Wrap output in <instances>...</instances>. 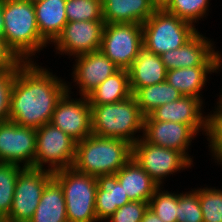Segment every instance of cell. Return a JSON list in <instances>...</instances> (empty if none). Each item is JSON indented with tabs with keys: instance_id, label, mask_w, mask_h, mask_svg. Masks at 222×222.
Segmentation results:
<instances>
[{
	"instance_id": "cell-1",
	"label": "cell",
	"mask_w": 222,
	"mask_h": 222,
	"mask_svg": "<svg viewBox=\"0 0 222 222\" xmlns=\"http://www.w3.org/2000/svg\"><path fill=\"white\" fill-rule=\"evenodd\" d=\"M67 91V80L36 61L22 62L11 89L9 121L35 129L50 123L58 101Z\"/></svg>"
},
{
	"instance_id": "cell-2",
	"label": "cell",
	"mask_w": 222,
	"mask_h": 222,
	"mask_svg": "<svg viewBox=\"0 0 222 222\" xmlns=\"http://www.w3.org/2000/svg\"><path fill=\"white\" fill-rule=\"evenodd\" d=\"M2 14L5 42L21 61H35L36 53L50 46L39 33L33 3L28 0H2Z\"/></svg>"
},
{
	"instance_id": "cell-3",
	"label": "cell",
	"mask_w": 222,
	"mask_h": 222,
	"mask_svg": "<svg viewBox=\"0 0 222 222\" xmlns=\"http://www.w3.org/2000/svg\"><path fill=\"white\" fill-rule=\"evenodd\" d=\"M132 158V144L109 137L90 134L76 142L73 167L82 173L98 177L114 175Z\"/></svg>"
},
{
	"instance_id": "cell-4",
	"label": "cell",
	"mask_w": 222,
	"mask_h": 222,
	"mask_svg": "<svg viewBox=\"0 0 222 222\" xmlns=\"http://www.w3.org/2000/svg\"><path fill=\"white\" fill-rule=\"evenodd\" d=\"M90 106L92 134L123 139L132 145L142 137L144 115L133 94L125 100L112 104H90Z\"/></svg>"
},
{
	"instance_id": "cell-5",
	"label": "cell",
	"mask_w": 222,
	"mask_h": 222,
	"mask_svg": "<svg viewBox=\"0 0 222 222\" xmlns=\"http://www.w3.org/2000/svg\"><path fill=\"white\" fill-rule=\"evenodd\" d=\"M62 186L68 222H98L95 211L96 177L77 171L74 167L53 172Z\"/></svg>"
},
{
	"instance_id": "cell-6",
	"label": "cell",
	"mask_w": 222,
	"mask_h": 222,
	"mask_svg": "<svg viewBox=\"0 0 222 222\" xmlns=\"http://www.w3.org/2000/svg\"><path fill=\"white\" fill-rule=\"evenodd\" d=\"M143 47L156 55L174 50L190 40L198 29L176 15L158 8L143 24Z\"/></svg>"
},
{
	"instance_id": "cell-7",
	"label": "cell",
	"mask_w": 222,
	"mask_h": 222,
	"mask_svg": "<svg viewBox=\"0 0 222 222\" xmlns=\"http://www.w3.org/2000/svg\"><path fill=\"white\" fill-rule=\"evenodd\" d=\"M75 156L76 141L62 130L51 123L36 129L34 169H46L54 172L73 167Z\"/></svg>"
},
{
	"instance_id": "cell-8",
	"label": "cell",
	"mask_w": 222,
	"mask_h": 222,
	"mask_svg": "<svg viewBox=\"0 0 222 222\" xmlns=\"http://www.w3.org/2000/svg\"><path fill=\"white\" fill-rule=\"evenodd\" d=\"M132 158L159 187L164 186L166 178L194 166L184 153L152 145L142 137L132 145Z\"/></svg>"
},
{
	"instance_id": "cell-9",
	"label": "cell",
	"mask_w": 222,
	"mask_h": 222,
	"mask_svg": "<svg viewBox=\"0 0 222 222\" xmlns=\"http://www.w3.org/2000/svg\"><path fill=\"white\" fill-rule=\"evenodd\" d=\"M142 48V24L105 23L100 50L119 69L128 70Z\"/></svg>"
},
{
	"instance_id": "cell-10",
	"label": "cell",
	"mask_w": 222,
	"mask_h": 222,
	"mask_svg": "<svg viewBox=\"0 0 222 222\" xmlns=\"http://www.w3.org/2000/svg\"><path fill=\"white\" fill-rule=\"evenodd\" d=\"M53 172L46 169L24 168L17 176L12 208L5 222H29L40 202Z\"/></svg>"
},
{
	"instance_id": "cell-11",
	"label": "cell",
	"mask_w": 222,
	"mask_h": 222,
	"mask_svg": "<svg viewBox=\"0 0 222 222\" xmlns=\"http://www.w3.org/2000/svg\"><path fill=\"white\" fill-rule=\"evenodd\" d=\"M104 20L67 22L52 43L55 53L74 58L101 48Z\"/></svg>"
},
{
	"instance_id": "cell-12",
	"label": "cell",
	"mask_w": 222,
	"mask_h": 222,
	"mask_svg": "<svg viewBox=\"0 0 222 222\" xmlns=\"http://www.w3.org/2000/svg\"><path fill=\"white\" fill-rule=\"evenodd\" d=\"M72 93L68 89L58 101L50 123L79 142L92 134L91 106L87 97L74 99Z\"/></svg>"
},
{
	"instance_id": "cell-13",
	"label": "cell",
	"mask_w": 222,
	"mask_h": 222,
	"mask_svg": "<svg viewBox=\"0 0 222 222\" xmlns=\"http://www.w3.org/2000/svg\"><path fill=\"white\" fill-rule=\"evenodd\" d=\"M35 153V128L20 126L12 121L0 122V163L33 168Z\"/></svg>"
},
{
	"instance_id": "cell-14",
	"label": "cell",
	"mask_w": 222,
	"mask_h": 222,
	"mask_svg": "<svg viewBox=\"0 0 222 222\" xmlns=\"http://www.w3.org/2000/svg\"><path fill=\"white\" fill-rule=\"evenodd\" d=\"M215 48V42L198 31L183 46L160 56L167 71L195 66H220L222 53Z\"/></svg>"
},
{
	"instance_id": "cell-15",
	"label": "cell",
	"mask_w": 222,
	"mask_h": 222,
	"mask_svg": "<svg viewBox=\"0 0 222 222\" xmlns=\"http://www.w3.org/2000/svg\"><path fill=\"white\" fill-rule=\"evenodd\" d=\"M73 59L75 60L71 69L73 81H67V85L71 90L73 86L79 88L77 90L79 92H76L79 96L87 97L99 84L119 70L101 50L79 55Z\"/></svg>"
},
{
	"instance_id": "cell-16",
	"label": "cell",
	"mask_w": 222,
	"mask_h": 222,
	"mask_svg": "<svg viewBox=\"0 0 222 222\" xmlns=\"http://www.w3.org/2000/svg\"><path fill=\"white\" fill-rule=\"evenodd\" d=\"M199 135L190 125L177 122L155 121L150 115L144 116L142 138L155 146L174 149L184 153L192 162V140ZM189 150V152H188Z\"/></svg>"
},
{
	"instance_id": "cell-17",
	"label": "cell",
	"mask_w": 222,
	"mask_h": 222,
	"mask_svg": "<svg viewBox=\"0 0 222 222\" xmlns=\"http://www.w3.org/2000/svg\"><path fill=\"white\" fill-rule=\"evenodd\" d=\"M204 102L193 96H182L171 103L157 107L149 115L155 121L177 122L190 125L197 133L206 136L208 115L204 112Z\"/></svg>"
},
{
	"instance_id": "cell-18",
	"label": "cell",
	"mask_w": 222,
	"mask_h": 222,
	"mask_svg": "<svg viewBox=\"0 0 222 222\" xmlns=\"http://www.w3.org/2000/svg\"><path fill=\"white\" fill-rule=\"evenodd\" d=\"M157 9L152 0H102L105 23L143 24Z\"/></svg>"
},
{
	"instance_id": "cell-19",
	"label": "cell",
	"mask_w": 222,
	"mask_h": 222,
	"mask_svg": "<svg viewBox=\"0 0 222 222\" xmlns=\"http://www.w3.org/2000/svg\"><path fill=\"white\" fill-rule=\"evenodd\" d=\"M128 73L130 90L134 94L139 88L166 81L167 69L160 55L143 47L128 69Z\"/></svg>"
},
{
	"instance_id": "cell-20",
	"label": "cell",
	"mask_w": 222,
	"mask_h": 222,
	"mask_svg": "<svg viewBox=\"0 0 222 222\" xmlns=\"http://www.w3.org/2000/svg\"><path fill=\"white\" fill-rule=\"evenodd\" d=\"M222 70V58L220 66H195L191 68L171 69L166 73V81L184 96H193L203 100L208 75L220 73Z\"/></svg>"
},
{
	"instance_id": "cell-21",
	"label": "cell",
	"mask_w": 222,
	"mask_h": 222,
	"mask_svg": "<svg viewBox=\"0 0 222 222\" xmlns=\"http://www.w3.org/2000/svg\"><path fill=\"white\" fill-rule=\"evenodd\" d=\"M115 175L130 201L149 202L159 187L133 158Z\"/></svg>"
},
{
	"instance_id": "cell-22",
	"label": "cell",
	"mask_w": 222,
	"mask_h": 222,
	"mask_svg": "<svg viewBox=\"0 0 222 222\" xmlns=\"http://www.w3.org/2000/svg\"><path fill=\"white\" fill-rule=\"evenodd\" d=\"M33 4L39 33L51 45L68 22L66 0H39Z\"/></svg>"
},
{
	"instance_id": "cell-23",
	"label": "cell",
	"mask_w": 222,
	"mask_h": 222,
	"mask_svg": "<svg viewBox=\"0 0 222 222\" xmlns=\"http://www.w3.org/2000/svg\"><path fill=\"white\" fill-rule=\"evenodd\" d=\"M95 211L98 222H105L118 208L130 202L116 175L96 177Z\"/></svg>"
},
{
	"instance_id": "cell-24",
	"label": "cell",
	"mask_w": 222,
	"mask_h": 222,
	"mask_svg": "<svg viewBox=\"0 0 222 222\" xmlns=\"http://www.w3.org/2000/svg\"><path fill=\"white\" fill-rule=\"evenodd\" d=\"M29 222H68L64 192L54 177L46 184Z\"/></svg>"
},
{
	"instance_id": "cell-25",
	"label": "cell",
	"mask_w": 222,
	"mask_h": 222,
	"mask_svg": "<svg viewBox=\"0 0 222 222\" xmlns=\"http://www.w3.org/2000/svg\"><path fill=\"white\" fill-rule=\"evenodd\" d=\"M131 95L128 70L119 69L99 84L87 98L90 104H112Z\"/></svg>"
},
{
	"instance_id": "cell-26",
	"label": "cell",
	"mask_w": 222,
	"mask_h": 222,
	"mask_svg": "<svg viewBox=\"0 0 222 222\" xmlns=\"http://www.w3.org/2000/svg\"><path fill=\"white\" fill-rule=\"evenodd\" d=\"M133 96L144 116L149 115L157 107L180 99L183 94L167 81L139 88Z\"/></svg>"
},
{
	"instance_id": "cell-27",
	"label": "cell",
	"mask_w": 222,
	"mask_h": 222,
	"mask_svg": "<svg viewBox=\"0 0 222 222\" xmlns=\"http://www.w3.org/2000/svg\"><path fill=\"white\" fill-rule=\"evenodd\" d=\"M211 0H168L162 7L166 12L196 27L199 20L209 14ZM196 23V24H195Z\"/></svg>"
},
{
	"instance_id": "cell-28",
	"label": "cell",
	"mask_w": 222,
	"mask_h": 222,
	"mask_svg": "<svg viewBox=\"0 0 222 222\" xmlns=\"http://www.w3.org/2000/svg\"><path fill=\"white\" fill-rule=\"evenodd\" d=\"M24 169L13 163H0V221H4L12 208L17 176Z\"/></svg>"
},
{
	"instance_id": "cell-29",
	"label": "cell",
	"mask_w": 222,
	"mask_h": 222,
	"mask_svg": "<svg viewBox=\"0 0 222 222\" xmlns=\"http://www.w3.org/2000/svg\"><path fill=\"white\" fill-rule=\"evenodd\" d=\"M218 101V102H217ZM215 108L208 112L206 137L210 156L222 166V102L217 99Z\"/></svg>"
},
{
	"instance_id": "cell-30",
	"label": "cell",
	"mask_w": 222,
	"mask_h": 222,
	"mask_svg": "<svg viewBox=\"0 0 222 222\" xmlns=\"http://www.w3.org/2000/svg\"><path fill=\"white\" fill-rule=\"evenodd\" d=\"M163 189V186L156 189L150 198L149 208L163 222H177L178 192Z\"/></svg>"
},
{
	"instance_id": "cell-31",
	"label": "cell",
	"mask_w": 222,
	"mask_h": 222,
	"mask_svg": "<svg viewBox=\"0 0 222 222\" xmlns=\"http://www.w3.org/2000/svg\"><path fill=\"white\" fill-rule=\"evenodd\" d=\"M68 22L103 20L102 0H66Z\"/></svg>"
},
{
	"instance_id": "cell-32",
	"label": "cell",
	"mask_w": 222,
	"mask_h": 222,
	"mask_svg": "<svg viewBox=\"0 0 222 222\" xmlns=\"http://www.w3.org/2000/svg\"><path fill=\"white\" fill-rule=\"evenodd\" d=\"M200 187L199 203L203 222H222V189L211 186Z\"/></svg>"
},
{
	"instance_id": "cell-33",
	"label": "cell",
	"mask_w": 222,
	"mask_h": 222,
	"mask_svg": "<svg viewBox=\"0 0 222 222\" xmlns=\"http://www.w3.org/2000/svg\"><path fill=\"white\" fill-rule=\"evenodd\" d=\"M177 222H203L199 203V187L190 191L178 192Z\"/></svg>"
},
{
	"instance_id": "cell-34",
	"label": "cell",
	"mask_w": 222,
	"mask_h": 222,
	"mask_svg": "<svg viewBox=\"0 0 222 222\" xmlns=\"http://www.w3.org/2000/svg\"><path fill=\"white\" fill-rule=\"evenodd\" d=\"M149 202L130 201L118 208L105 222H141Z\"/></svg>"
},
{
	"instance_id": "cell-35",
	"label": "cell",
	"mask_w": 222,
	"mask_h": 222,
	"mask_svg": "<svg viewBox=\"0 0 222 222\" xmlns=\"http://www.w3.org/2000/svg\"><path fill=\"white\" fill-rule=\"evenodd\" d=\"M16 71H0V122L9 121L10 95Z\"/></svg>"
},
{
	"instance_id": "cell-36",
	"label": "cell",
	"mask_w": 222,
	"mask_h": 222,
	"mask_svg": "<svg viewBox=\"0 0 222 222\" xmlns=\"http://www.w3.org/2000/svg\"><path fill=\"white\" fill-rule=\"evenodd\" d=\"M22 62L0 37V71H16Z\"/></svg>"
},
{
	"instance_id": "cell-37",
	"label": "cell",
	"mask_w": 222,
	"mask_h": 222,
	"mask_svg": "<svg viewBox=\"0 0 222 222\" xmlns=\"http://www.w3.org/2000/svg\"><path fill=\"white\" fill-rule=\"evenodd\" d=\"M141 222H163L157 215L150 209L144 213L143 219Z\"/></svg>"
},
{
	"instance_id": "cell-38",
	"label": "cell",
	"mask_w": 222,
	"mask_h": 222,
	"mask_svg": "<svg viewBox=\"0 0 222 222\" xmlns=\"http://www.w3.org/2000/svg\"><path fill=\"white\" fill-rule=\"evenodd\" d=\"M0 37L4 38V19L2 14V0H0Z\"/></svg>"
},
{
	"instance_id": "cell-39",
	"label": "cell",
	"mask_w": 222,
	"mask_h": 222,
	"mask_svg": "<svg viewBox=\"0 0 222 222\" xmlns=\"http://www.w3.org/2000/svg\"><path fill=\"white\" fill-rule=\"evenodd\" d=\"M157 6L158 8H162L168 0H152Z\"/></svg>"
},
{
	"instance_id": "cell-40",
	"label": "cell",
	"mask_w": 222,
	"mask_h": 222,
	"mask_svg": "<svg viewBox=\"0 0 222 222\" xmlns=\"http://www.w3.org/2000/svg\"><path fill=\"white\" fill-rule=\"evenodd\" d=\"M221 92L219 93L220 95L218 96L219 98V100L222 102V88H221V90H220Z\"/></svg>"
},
{
	"instance_id": "cell-41",
	"label": "cell",
	"mask_w": 222,
	"mask_h": 222,
	"mask_svg": "<svg viewBox=\"0 0 222 222\" xmlns=\"http://www.w3.org/2000/svg\"><path fill=\"white\" fill-rule=\"evenodd\" d=\"M28 1H30L31 3H34V2H37L39 0H28Z\"/></svg>"
}]
</instances>
